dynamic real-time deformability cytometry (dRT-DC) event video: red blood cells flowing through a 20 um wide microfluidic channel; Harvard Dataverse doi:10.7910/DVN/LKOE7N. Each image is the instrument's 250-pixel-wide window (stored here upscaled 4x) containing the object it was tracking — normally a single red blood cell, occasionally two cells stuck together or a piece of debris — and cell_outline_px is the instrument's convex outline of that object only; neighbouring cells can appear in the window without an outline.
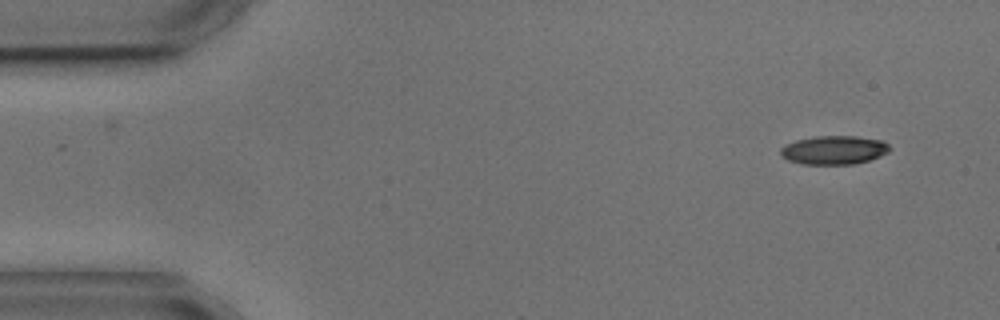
{"species": "common noctule bat (a hibernating species)", "species_latin": "Nyctalus noctula", "temperature_condition": "cold", "stored_images_in_passage": 2, "camera_frame_rate_fps": 3000, "um_per_image_px": 0.085, "animal": {"sex": "male", "body_mass_g": 17.9, "forearm_length_mm": 54.2}, "frame": {"image": 1, "passage_image": 2, "time_ms": 1.333, "image_size_px": [1000, 320], "cell_outline_px": [[892, 148], [888, 152], [880, 156], [868, 160], [852, 164], [804, 164], [788, 160], [780, 152], [780, 148], [784, 144], [796, 140], [812, 136], [856, 136], [884, 140]], "centroid_in_image_um": [70.9, 12.74], "position_along_channel_um": 14.1, "area_um2": 18.32}}